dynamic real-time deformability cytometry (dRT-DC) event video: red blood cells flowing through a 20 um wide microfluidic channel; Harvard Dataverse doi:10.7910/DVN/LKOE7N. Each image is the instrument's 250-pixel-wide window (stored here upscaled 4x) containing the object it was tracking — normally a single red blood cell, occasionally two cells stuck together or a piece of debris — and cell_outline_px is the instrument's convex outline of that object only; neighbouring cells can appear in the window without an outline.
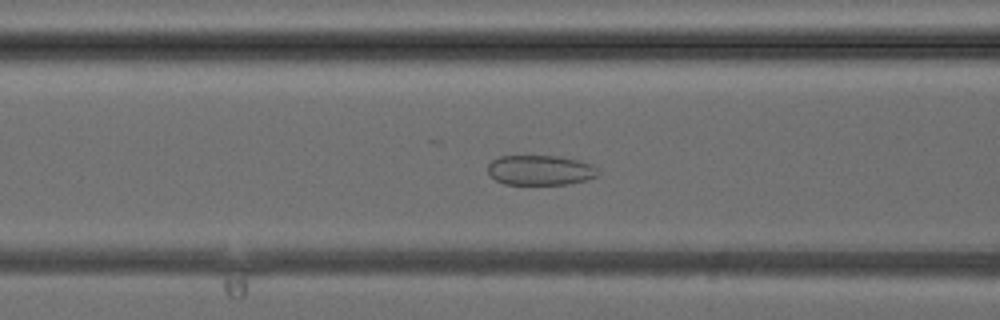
{"species": "common noctule bat (a hibernating species)", "species_latin": "Nyctalus noctula", "temperature_condition": "cold", "stored_images_in_passage": 37, "camera_frame_rate_fps": 3000, "um_per_image_px": 0.085, "animal": {"sex": "female", "body_mass_g": 24.6, "forearm_length_mm": 56.2}, "frame": {"image": 1, "passage_image": 12, "time_ms": 3.667, "image_size_px": [1000, 320], "cell_outline_px": [[600, 176], [568, 184], [504, 184], [496, 180], [488, 172], [488, 164], [492, 160], [500, 156], [560, 156], [580, 160], [592, 164], [600, 172]], "centroid_in_image_um": [45.96, 14.46], "position_along_channel_um": 120.6, "area_um2": 19.36}}
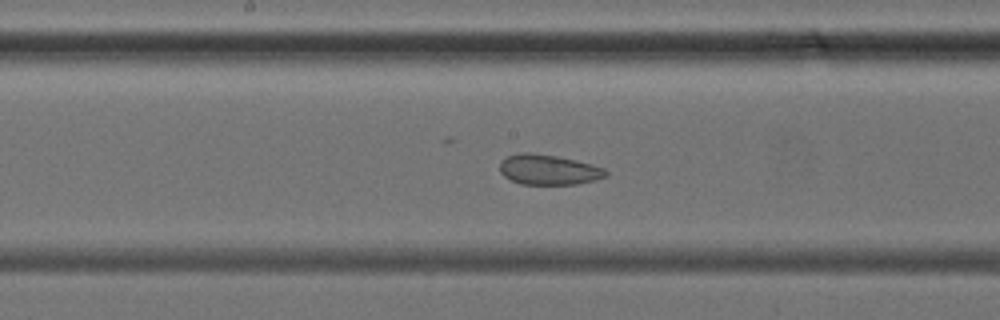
{"frame": {"image": 2, "passage_image": 17, "time_ms": 5.333, "image_size_px": [1000, 320], "cell_outline_px": [[608, 176], [596, 180], [576, 184], [520, 184], [504, 176], [500, 172], [500, 160], [508, 156], [520, 152], [532, 152], [556, 156], [576, 160], [592, 164], [604, 168], [608, 172]], "centroid_in_image_um": [46.64, 14.42], "position_along_channel_um": 201.6, "area_um2": 18.79}}
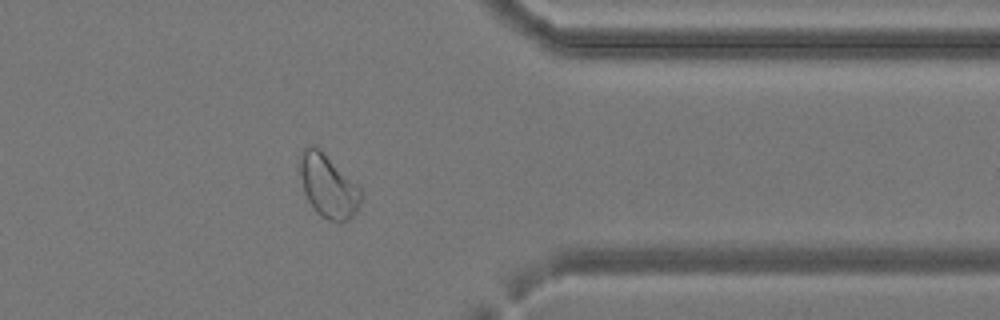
{"frame": {"image": 3, "passage_image": 29, "time_ms": 9.333, "image_size_px": [1000, 320], "cell_outline_px": [[364, 192], [360, 204], [356, 212], [348, 220], [340, 224], [328, 220], [320, 216], [316, 212], [308, 200], [304, 192], [296, 168], [296, 164], [300, 152], [308, 144], [316, 144]], "centroid_in_image_um": [27.84, 15.78], "position_along_channel_um": 383.6, "area_um2": 23.35}}